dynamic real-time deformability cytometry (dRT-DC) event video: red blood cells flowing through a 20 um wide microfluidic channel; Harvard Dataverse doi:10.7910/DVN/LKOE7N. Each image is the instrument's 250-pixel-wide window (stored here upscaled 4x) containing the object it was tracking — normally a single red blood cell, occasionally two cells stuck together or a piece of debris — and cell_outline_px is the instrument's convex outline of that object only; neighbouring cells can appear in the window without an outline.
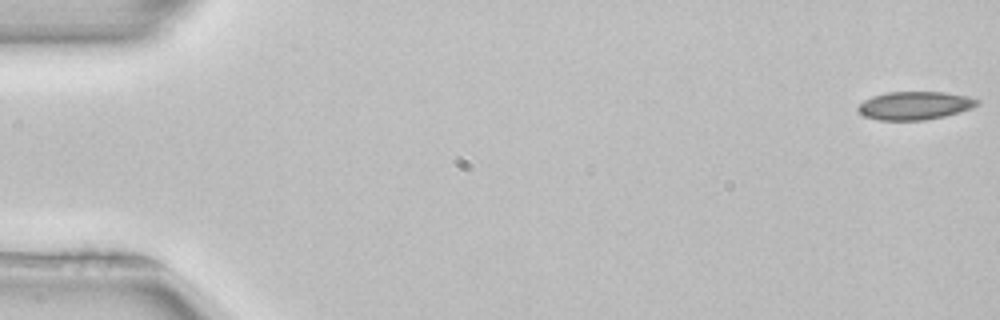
{"species": "common noctule bat (a hibernating species)", "species_latin": "Nyctalus noctula", "temperature_condition": "room temperature", "stored_images_in_passage": 52, "camera_frame_rate_fps": 3000, "um_per_image_px": 0.085, "animal": {"sex": "female", "body_mass_g": 22.7, "forearm_length_mm": 54.2}, "frame": {"image": 1, "passage_image": 1, "time_ms": 0.0, "image_size_px": [1000, 320], "cell_outline_px": [[980, 104], [972, 108], [960, 112], [944, 116], [924, 120], [880, 120], [864, 116], [856, 108], [864, 100], [872, 96], [888, 92], [944, 92], [968, 96], [980, 100]], "centroid_in_image_um": [77.78, 8.97], "position_along_channel_um": 7.2, "area_um2": 19.59}}
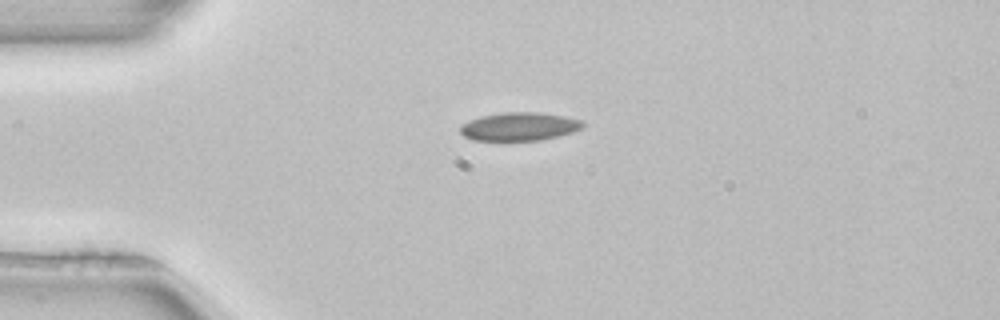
{"frame": {"image": 2, "passage_image": 13, "time_ms": 4.0, "image_size_px": [1000, 320], "cell_outline_px": [[584, 128], [572, 132], [540, 140], [472, 140], [464, 136], [460, 132], [460, 124], [468, 120], [480, 116], [504, 112], [540, 112], [564, 116], [584, 120]], "centroid_in_image_um": [44.14, 10.74], "position_along_channel_um": 40.9, "area_um2": 20.35}}
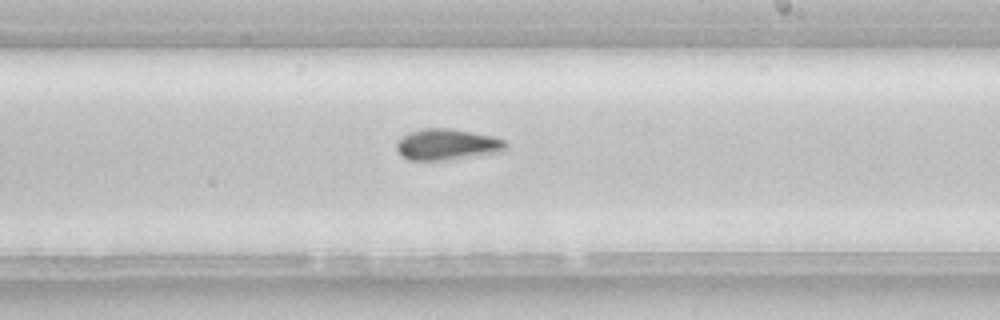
{"frame": {"image": 3, "passage_image": 31, "time_ms": 10.0, "image_size_px": [1000, 320], "cell_outline_px": [[508, 148], [500, 152], [448, 160], [408, 160], [400, 156], [396, 148], [396, 144], [408, 132], [424, 128], [448, 128], [492, 136], [504, 140], [508, 144]], "centroid_in_image_um": [38.0, 12.29], "position_along_channel_um": 251.0, "area_um2": 19.83}}